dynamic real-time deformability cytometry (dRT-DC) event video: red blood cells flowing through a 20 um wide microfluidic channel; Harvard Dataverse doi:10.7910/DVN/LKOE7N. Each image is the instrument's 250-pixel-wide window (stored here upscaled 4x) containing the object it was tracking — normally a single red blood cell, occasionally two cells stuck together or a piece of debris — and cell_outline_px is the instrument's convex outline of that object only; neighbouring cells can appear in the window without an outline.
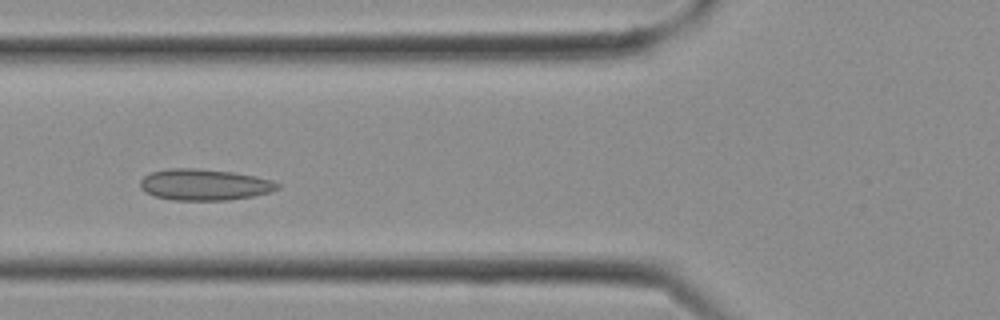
{"species": "Egyptian fruit bat (a non-hibernating species)", "species_latin": "Rousettus aegyptiacus", "temperature_condition": "cold", "stored_images_in_passage": 8, "camera_frame_rate_fps": 3000, "um_per_image_px": 0.085, "frame": {"image": 1, "passage_image": 5, "time_ms": 1.333, "image_size_px": [1000, 320], "cell_outline_px": [[280, 188], [268, 192], [252, 196], [228, 200], [172, 200], [156, 196], [144, 192], [140, 188], [140, 180], [144, 176], [152, 172], [168, 168], [196, 168], [232, 172], [272, 180], [280, 184]], "centroid_in_image_um": [17.34, 15.69], "position_along_channel_um": 108.5, "area_um2": 24.91}}
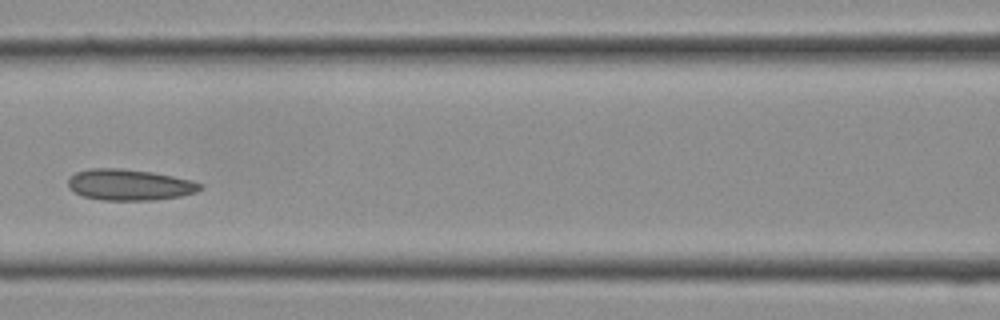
{"frame": {"image": 2, "passage_image": 7, "time_ms": 2.0, "image_size_px": [1000, 320], "cell_outline_px": [[204, 188], [196, 192], [180, 196], [152, 200], [100, 200], [84, 196], [76, 192], [68, 184], [68, 180], [76, 172], [88, 168], [120, 168], [152, 172], [192, 180], [204, 184]], "centroid_in_image_um": [11.05, 15.7], "position_along_channel_um": 155.5, "area_um2": 23.87}}